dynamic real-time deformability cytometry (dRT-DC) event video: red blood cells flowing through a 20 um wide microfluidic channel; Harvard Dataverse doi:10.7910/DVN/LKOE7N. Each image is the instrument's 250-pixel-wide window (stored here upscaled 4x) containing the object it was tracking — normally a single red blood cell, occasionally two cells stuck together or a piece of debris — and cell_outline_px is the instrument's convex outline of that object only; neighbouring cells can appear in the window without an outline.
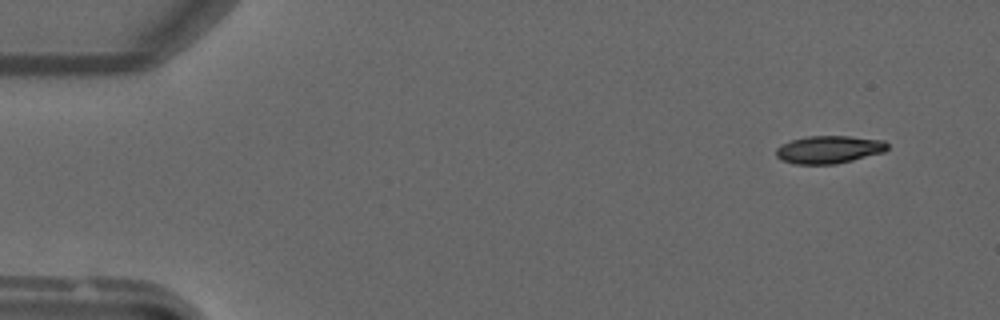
{"species": "common noctule bat (a hibernating species)", "species_latin": "Nyctalus noctula", "temperature_condition": "warm", "stored_images_in_passage": 50, "camera_frame_rate_fps": 3000, "um_per_image_px": 0.085, "animal": {"sex": "male", "forearm_length_mm": 52.5}, "frame": {"image": 1, "passage_image": 4, "time_ms": 1.0, "image_size_px": [1000, 320], "cell_outline_px": [[888, 148], [884, 152], [836, 164], [792, 164], [780, 160], [776, 156], [776, 148], [780, 144], [792, 140], [808, 136], [848, 136], [884, 140], [888, 144]], "centroid_in_image_um": [70.43, 12.71], "position_along_channel_um": 14.6, "area_um2": 18.09}}
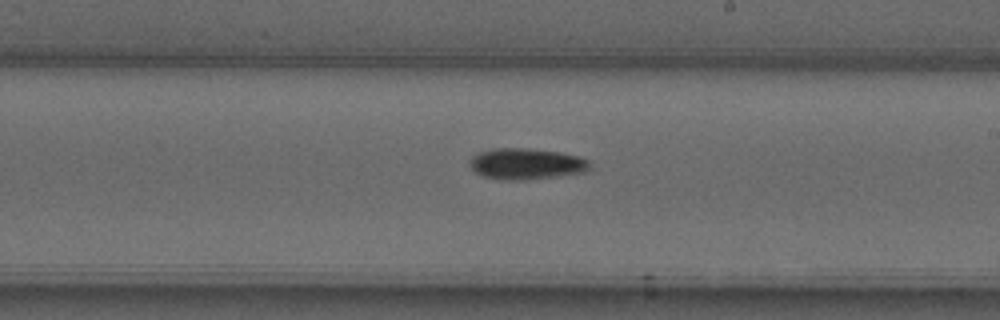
{"frame": {"image": 2, "passage_image": 29, "time_ms": 9.333, "image_size_px": [1000, 320], "cell_outline_px": [[592, 164], [584, 172], [524, 180], [504, 180], [484, 176], [476, 172], [468, 164], [472, 156], [480, 152], [492, 148], [524, 148], [560, 152], [580, 156], [588, 160]], "centroid_in_image_um": [44.72, 13.92], "position_along_channel_um": 244.3, "area_um2": 21.68}}
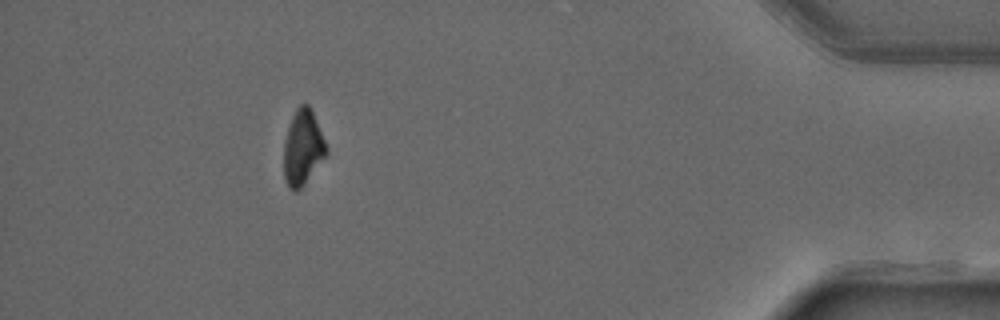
{"frame": {"image": 3, "passage_image": 45, "time_ms": 14.667, "image_size_px": [1000, 320], "cell_outline_px": [[328, 152], [304, 184], [296, 192], [288, 188], [284, 176], [284, 144], [288, 128], [292, 116], [296, 108], [300, 104], [308, 104], [312, 112], [328, 148]], "centroid_in_image_um": [25.72, 12.56], "position_along_channel_um": 409.5, "area_um2": 18.32}}